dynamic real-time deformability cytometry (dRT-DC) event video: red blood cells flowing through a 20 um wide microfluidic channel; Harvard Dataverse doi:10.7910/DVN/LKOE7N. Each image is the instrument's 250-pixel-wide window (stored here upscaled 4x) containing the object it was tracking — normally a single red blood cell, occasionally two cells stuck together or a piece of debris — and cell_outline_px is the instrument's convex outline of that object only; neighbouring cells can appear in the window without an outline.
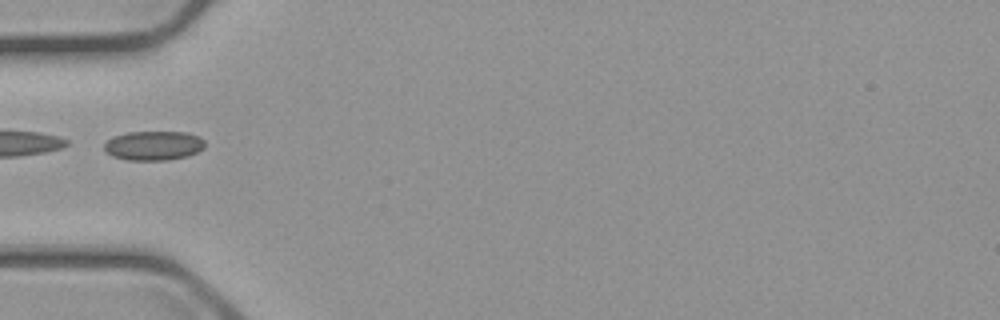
{"species": "common noctule bat (a hibernating species)", "species_latin": "Nyctalus noctula", "temperature_condition": "cold", "stored_images_in_passage": 6, "camera_frame_rate_fps": 3000, "um_per_image_px": 0.085, "animal": {"sex": "male", "body_mass_g": 23.1, "forearm_length_mm": 52.7}, "frame": {"image": 1, "passage_image": 3, "time_ms": 2.333, "image_size_px": [1000, 320], "cell_outline_px": [[204, 148], [188, 156], [168, 160], [128, 160], [112, 156], [104, 152], [104, 144], [112, 136], [128, 132], [188, 132], [200, 136], [204, 140]], "centroid_in_image_um": [13.05, 12.37], "position_along_channel_um": 72.0, "area_um2": 17.4}}
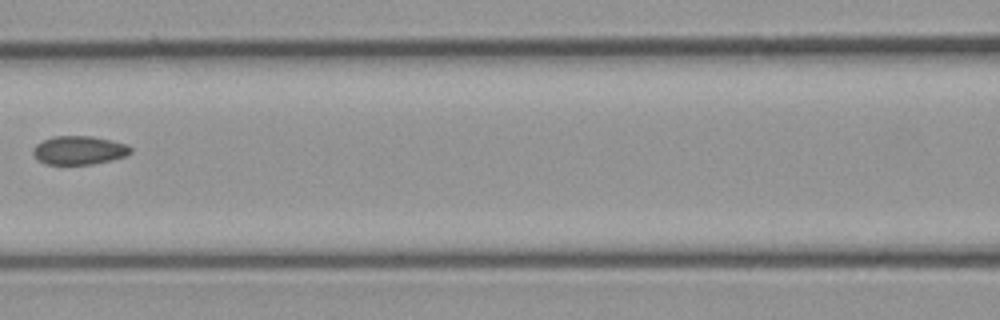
{"frame": {"image": 2, "passage_image": 5, "time_ms": 4.667, "image_size_px": [1000, 320], "cell_outline_px": [[132, 152], [124, 156], [112, 160], [92, 164], [44, 164], [32, 152], [32, 148], [36, 144], [52, 136], [92, 136], [112, 140], [128, 144], [132, 148]], "centroid_in_image_um": [6.74, 12.76], "position_along_channel_um": 159.9, "area_um2": 16.3}}
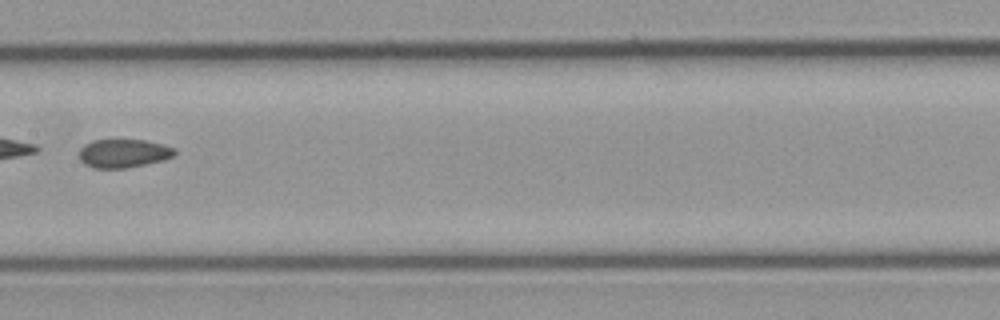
{"frame": {"image": 3, "passage_image": 6, "time_ms": 5.667, "image_size_px": [1000, 320], "cell_outline_px": [[176, 152], [172, 156], [164, 160], [124, 168], [92, 168], [84, 164], [76, 156], [80, 148], [84, 144], [92, 140], [144, 140], [164, 144], [176, 148]], "centroid_in_image_um": [10.45, 13.03], "position_along_channel_um": 197.0, "area_um2": 16.07}}